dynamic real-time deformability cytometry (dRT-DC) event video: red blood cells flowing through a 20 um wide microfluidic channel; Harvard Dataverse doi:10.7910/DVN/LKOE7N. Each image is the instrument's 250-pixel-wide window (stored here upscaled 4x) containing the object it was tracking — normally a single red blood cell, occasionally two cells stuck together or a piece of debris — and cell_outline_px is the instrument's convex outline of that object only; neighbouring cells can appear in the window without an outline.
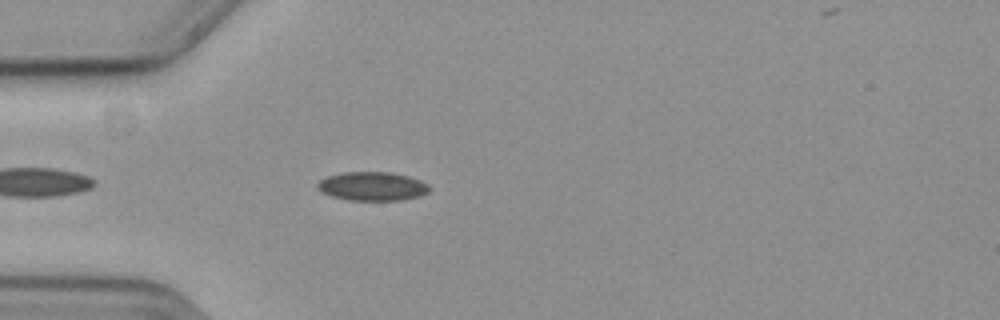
{"species": "common noctule bat (a hibernating species)", "species_latin": "Nyctalus noctula", "temperature_condition": "cold", "stored_images_in_passage": 44, "camera_frame_rate_fps": 3000, "um_per_image_px": 0.085, "animal": {"sex": "female", "body_mass_g": 19.3, "forearm_length_mm": 54.1}, "frame": {"image": 1, "passage_image": 5, "time_ms": 1.333, "image_size_px": [1000, 320], "cell_outline_px": [[428, 192], [420, 196], [400, 200], [348, 200], [332, 196], [320, 192], [316, 188], [316, 184], [320, 180], [328, 176], [344, 172], [392, 172], [408, 176], [420, 180], [428, 184]], "centroid_in_image_um": [31.62, 15.83], "position_along_channel_um": 53.4, "area_um2": 18.79}}
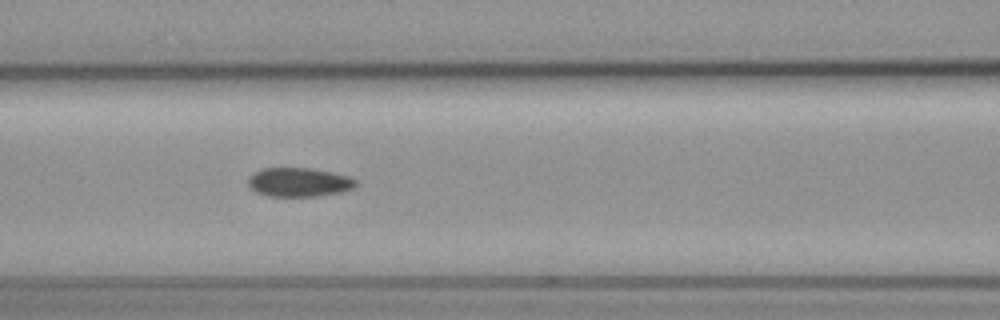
{"frame": {"image": 2, "passage_image": 13, "time_ms": 4.0, "image_size_px": [1000, 320], "cell_outline_px": [[356, 184], [352, 188], [340, 192], [320, 196], [268, 196], [256, 192], [248, 184], [248, 176], [260, 168], [312, 168], [332, 172], [348, 176], [356, 180]], "centroid_in_image_um": [25.38, 15.48], "position_along_channel_um": 141.2, "area_um2": 18.21}}
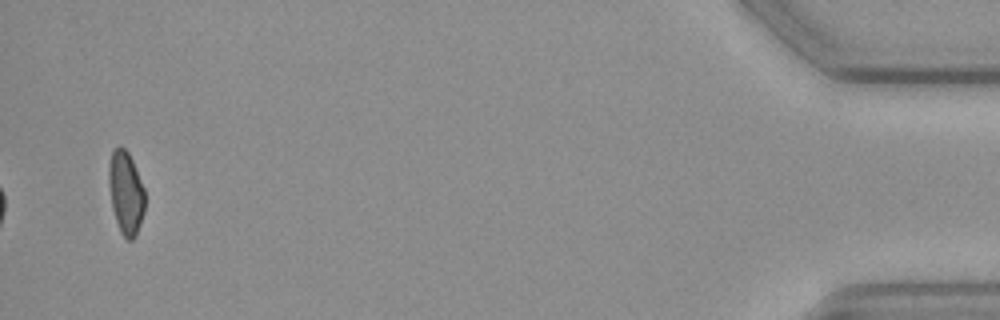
{"frame": {"image": 3, "passage_image": 44, "time_ms": 14.333, "image_size_px": [1000, 320], "cell_outline_px": [[144, 212], [136, 236], [132, 240], [128, 240], [120, 232], [112, 208], [108, 180], [108, 168], [112, 148], [120, 144], [128, 152], [132, 160], [144, 188]], "centroid_in_image_um": [10.68, 16.35], "position_along_channel_um": 424.5, "area_um2": 17.57}, "authors_computed_cell_mechanics": {"area_um2": 18.496, "velocity_mm_per_s": 3.6254, "shape_relaxation_time_tau1_ms": 10.3427, "shape_relaxation_time_tau2_ms": null, "deformation_change_tau1": 0.1314, "deformation_change_tau2": null}}